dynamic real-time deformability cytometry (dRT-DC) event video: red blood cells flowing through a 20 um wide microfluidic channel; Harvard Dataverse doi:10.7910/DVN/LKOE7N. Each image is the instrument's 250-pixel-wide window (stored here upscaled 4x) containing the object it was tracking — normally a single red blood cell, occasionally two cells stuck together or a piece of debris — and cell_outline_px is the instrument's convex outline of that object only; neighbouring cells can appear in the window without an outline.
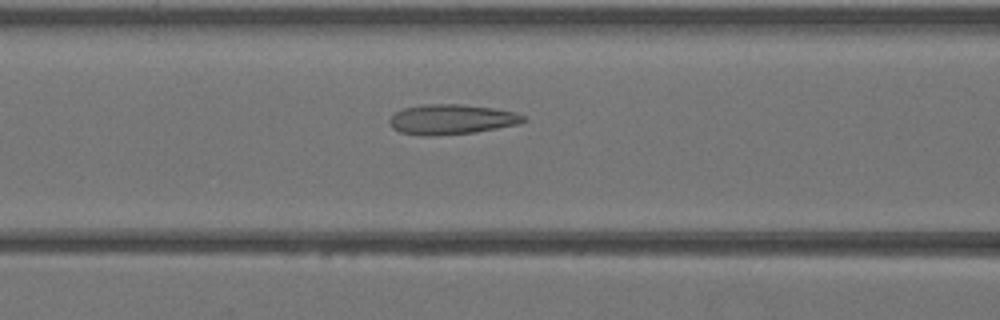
{"species": "Egyptian fruit bat (a non-hibernating species)", "species_latin": "Rousettus aegyptiacus", "temperature_condition": "warm", "stored_images_in_passage": 39, "camera_frame_rate_fps": 3000, "um_per_image_px": 0.085, "animal": {"sex": "female"}, "frame": {"image": 1, "passage_image": 14, "time_ms": 4.333, "image_size_px": [1000, 320], "cell_outline_px": [[528, 120], [516, 124], [476, 132], [432, 136], [420, 136], [400, 132], [392, 128], [388, 124], [388, 120], [396, 112], [404, 108], [424, 104], [460, 104], [492, 108], [516, 112], [524, 116]], "centroid_in_image_um": [38.34, 10.15], "position_along_channel_um": 128.3, "area_um2": 23.47}}
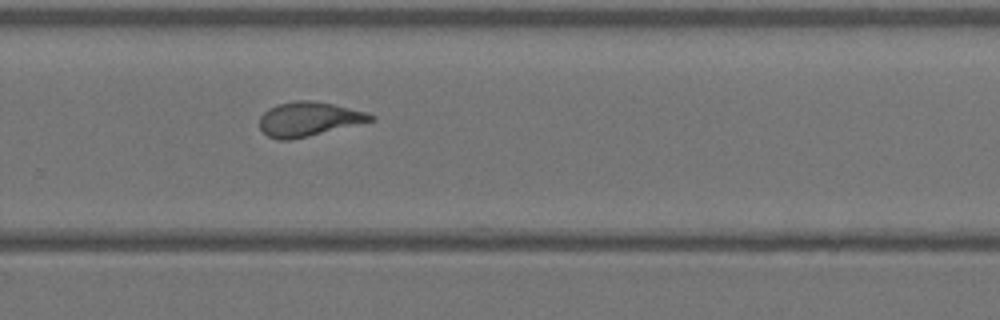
{"frame": {"image": 2, "passage_image": 25, "time_ms": 8.0, "image_size_px": [1000, 320], "cell_outline_px": [[376, 120], [308, 136], [288, 140], [280, 140], [268, 136], [260, 128], [260, 116], [268, 108], [276, 104], [296, 100], [312, 100], [332, 104], [368, 112], [376, 116]], "centroid_in_image_um": [26.25, 10.11], "position_along_channel_um": 303.5, "area_um2": 22.2}}
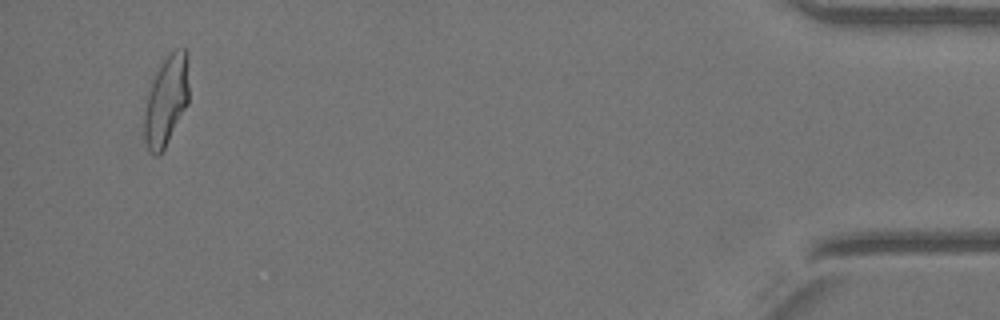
{"frame": {"image": 3, "passage_image": 37, "time_ms": 12.0, "image_size_px": [1000, 320], "cell_outline_px": [[188, 104], [164, 148], [156, 156], [148, 148], [144, 140], [144, 112], [148, 92], [160, 64], [176, 48], [184, 48], [188, 52]], "centroid_in_image_um": [14.14, 8.52], "position_along_channel_um": 421.1, "area_um2": 23.18}}